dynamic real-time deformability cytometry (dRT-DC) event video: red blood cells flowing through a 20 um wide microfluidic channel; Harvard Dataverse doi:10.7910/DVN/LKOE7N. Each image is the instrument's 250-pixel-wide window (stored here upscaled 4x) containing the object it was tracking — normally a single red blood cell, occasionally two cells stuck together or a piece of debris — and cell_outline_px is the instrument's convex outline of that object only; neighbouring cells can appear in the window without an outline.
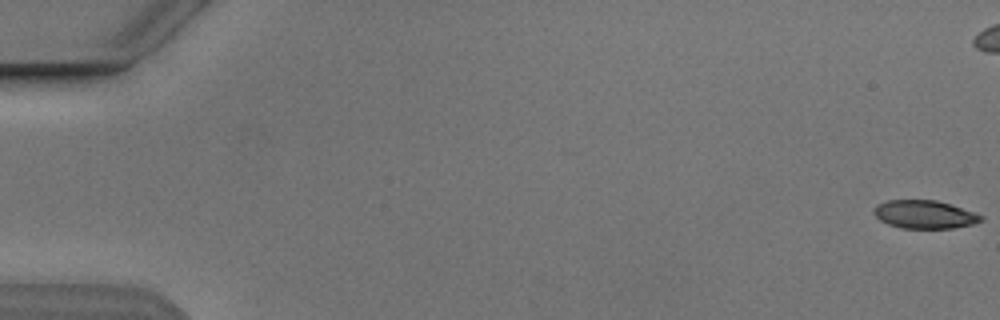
{"species": "Egyptian fruit bat (a non-hibernating species)", "species_latin": "Rousettus aegyptiacus", "temperature_condition": "cold", "stored_images_in_passage": 55, "camera_frame_rate_fps": 3000, "um_per_image_px": 0.085, "animal": {"sex": "male"}, "frame": {"image": 1, "passage_image": 1, "time_ms": 0.0, "image_size_px": [1000, 320], "cell_outline_px": [[984, 220], [972, 224], [952, 228], [904, 228], [888, 224], [880, 220], [872, 212], [872, 208], [876, 204], [888, 200], [936, 200], [984, 216]], "centroid_in_image_um": [78.54, 18.22], "position_along_channel_um": 6.5, "area_um2": 17.46}}
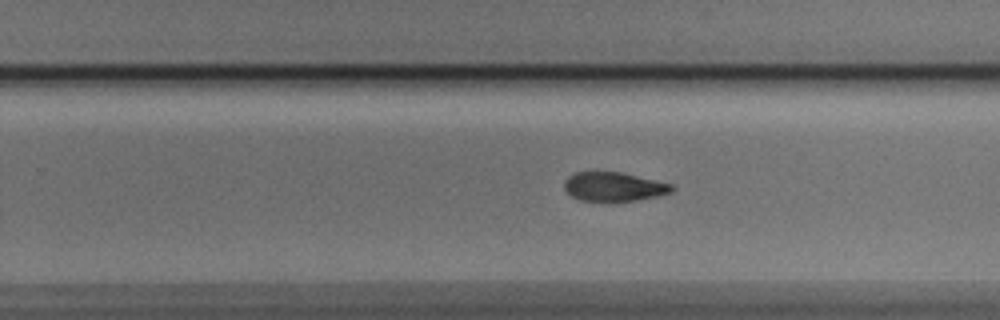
{"frame": {"image": 2, "passage_image": 35, "time_ms": 11.333, "image_size_px": [1000, 320], "cell_outline_px": [[676, 188], [672, 192], [656, 196], [636, 200], [608, 204], [580, 200], [572, 196], [564, 188], [564, 180], [568, 176], [576, 172], [620, 172], [672, 184]], "centroid_in_image_um": [52.15, 15.91], "position_along_channel_um": 277.6, "area_um2": 18.67}}
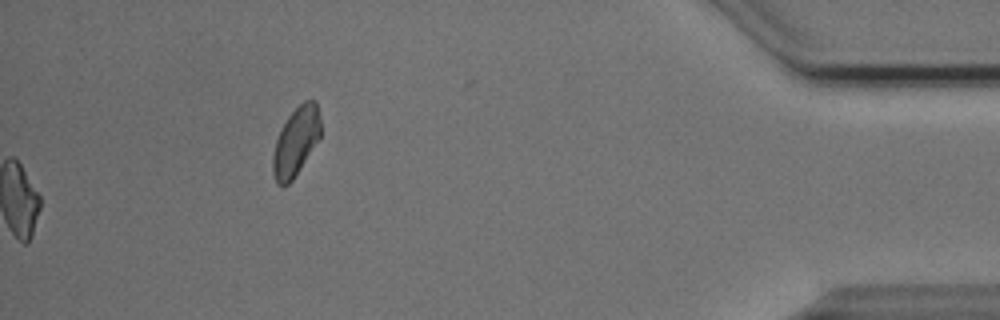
{"frame": {"image": 3, "passage_image": 55, "time_ms": 18.0, "image_size_px": [1000, 320], "cell_outline_px": [[320, 136], [300, 168], [292, 180], [288, 184], [276, 184], [272, 168], [272, 156], [276, 140], [288, 116], [304, 100], [316, 100], [320, 116]], "centroid_in_image_um": [25.14, 12.01], "position_along_channel_um": 410.1, "area_um2": 18.67}, "authors_computed_cell_mechanics": {"area_um2": 19.0162, "velocity_mm_per_s": 3.8486, "shape_relaxation_time_tau1_ms": 3.127, "shape_relaxation_time_tau2_ms": 4.7253, "deformation_change_tau1": 0.1281, "deformation_change_tau2": 0.1121}}